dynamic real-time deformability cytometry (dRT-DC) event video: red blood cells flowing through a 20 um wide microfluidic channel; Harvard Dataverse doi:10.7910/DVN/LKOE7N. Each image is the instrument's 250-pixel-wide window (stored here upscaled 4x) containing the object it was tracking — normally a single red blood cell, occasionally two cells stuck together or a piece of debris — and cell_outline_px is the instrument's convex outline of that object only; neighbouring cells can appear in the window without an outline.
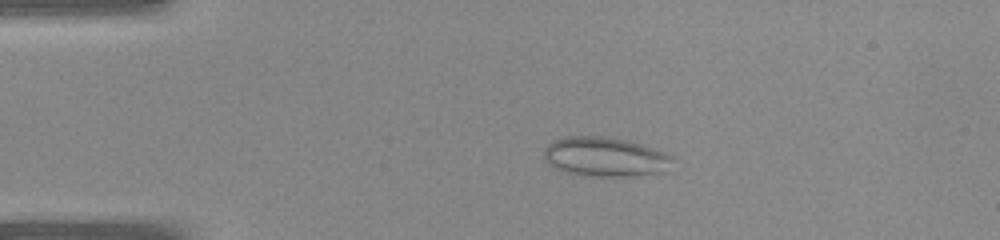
{"species": "common noctule bat (a hibernating species)", "species_latin": "Nyctalus noctula", "temperature_condition": "warm", "stored_images_in_passage": 40, "camera_frame_rate_fps": 3000, "um_per_image_px": 0.085, "animal": {"sex": "female", "body_mass_g": 22.0, "forearm_length_mm": 56.7}, "frame": {"image": 1, "passage_image": 8, "time_ms": 2.333, "image_size_px": [1000, 240], "cell_outline_px": [[672, 160], [660, 172], [628, 176], [584, 176], [564, 172], [548, 164], [544, 160], [544, 148], [552, 140], [568, 136], [604, 136], [628, 140], [664, 152], [672, 156]], "centroid_in_image_um": [51.33, 13.32], "position_along_channel_um": 33.7, "area_um2": 29.36}}
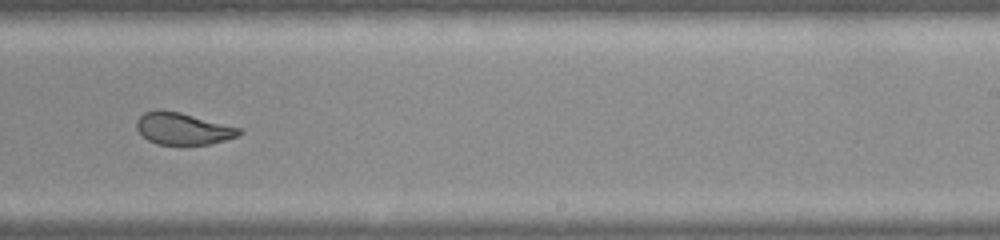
{"frame": {"image": 2, "passage_image": 25, "time_ms": 8.0, "image_size_px": [1000, 240], "cell_outline_px": [[244, 132], [236, 136], [212, 144], [156, 144], [148, 140], [136, 128], [136, 120], [144, 112], [180, 112], [240, 128]], "centroid_in_image_um": [15.56, 10.96], "position_along_channel_um": 273.4, "area_um2": 18.5}}
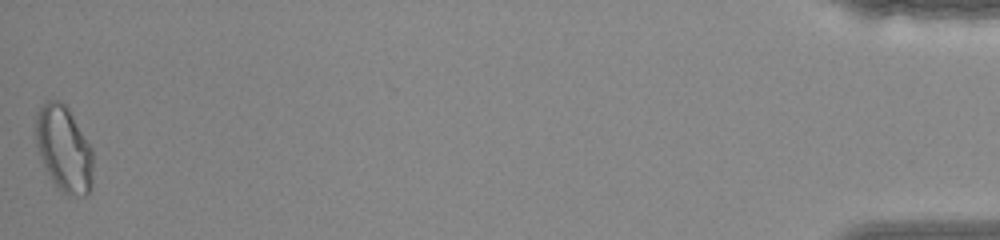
{"frame": {"image": 3, "passage_image": 40, "time_ms": 13.0, "image_size_px": [1000, 240], "cell_outline_px": [[92, 184], [88, 192], [84, 196], [68, 196], [60, 192], [52, 180], [40, 160], [36, 144], [36, 112], [48, 100], [60, 100], [68, 108], [92, 148]], "centroid_in_image_um": [5.42, 12.68], "position_along_channel_um": 429.8, "area_um2": 28.73}}